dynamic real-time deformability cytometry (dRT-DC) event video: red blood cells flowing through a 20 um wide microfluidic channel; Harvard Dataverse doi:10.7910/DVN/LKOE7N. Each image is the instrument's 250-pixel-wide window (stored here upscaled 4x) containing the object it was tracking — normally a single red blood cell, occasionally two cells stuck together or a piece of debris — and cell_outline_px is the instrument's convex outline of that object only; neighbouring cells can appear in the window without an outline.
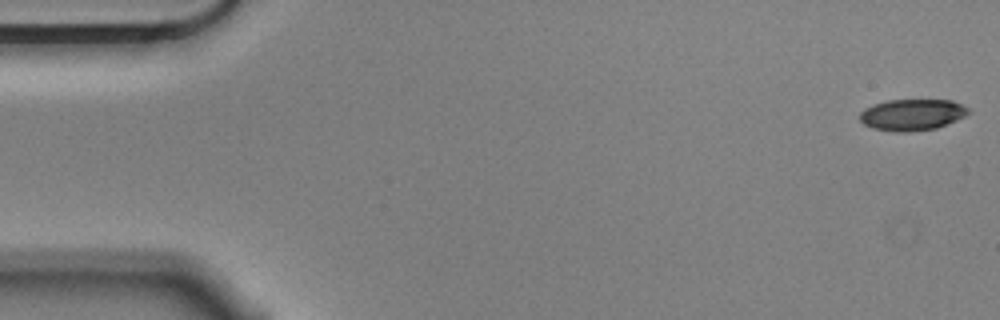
{"species": "Egyptian fruit bat (a non-hibernating species)", "species_latin": "Rousettus aegyptiacus", "temperature_condition": "cold", "stored_images_in_passage": 29, "camera_frame_rate_fps": 3000, "um_per_image_px": 0.085, "animal": {"sex": "male"}, "frame": {"image": 1, "passage_image": 1, "time_ms": 0.0, "image_size_px": [1000, 320], "cell_outline_px": [[972, 112], [956, 120], [936, 128], [912, 132], [892, 132], [872, 128], [864, 124], [860, 120], [860, 112], [864, 108], [872, 104], [888, 100], [952, 100], [968, 108]], "centroid_in_image_um": [77.51, 9.76], "position_along_channel_um": 7.5, "area_um2": 20.0}}
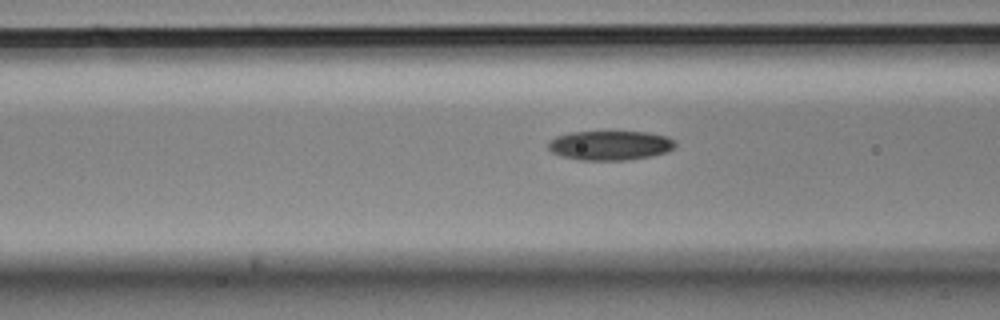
{"frame": {"image": 2, "passage_image": 21, "time_ms": 6.667, "image_size_px": [1000, 320], "cell_outline_px": [[676, 148], [668, 152], [652, 156], [624, 160], [580, 160], [560, 156], [552, 152], [548, 148], [548, 140], [556, 136], [568, 132], [648, 132], [668, 136], [676, 144]], "centroid_in_image_um": [51.85, 12.36], "position_along_channel_um": 114.7, "area_um2": 22.02}}
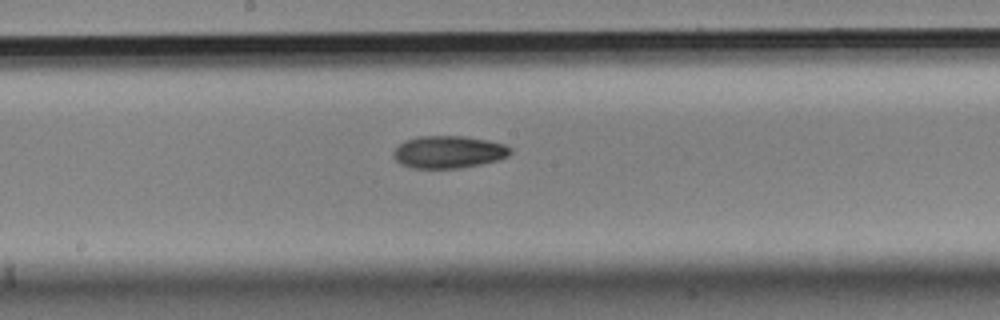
{"frame": {"image": 3, "passage_image": 29, "time_ms": 9.333, "image_size_px": [1000, 320], "cell_outline_px": [[512, 152], [508, 156], [496, 160], [480, 164], [456, 168], [412, 168], [400, 164], [392, 156], [392, 152], [404, 140], [416, 136], [464, 136], [488, 140], [504, 144], [512, 148]], "centroid_in_image_um": [38.1, 12.91], "position_along_channel_um": 210.1, "area_um2": 22.14}}